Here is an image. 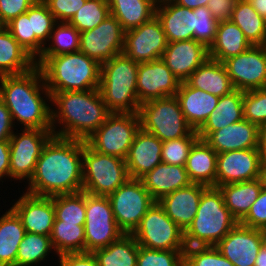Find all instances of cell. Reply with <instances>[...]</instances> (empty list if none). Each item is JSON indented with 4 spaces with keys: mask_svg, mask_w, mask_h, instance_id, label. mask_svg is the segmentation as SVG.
I'll return each instance as SVG.
<instances>
[{
    "mask_svg": "<svg viewBox=\"0 0 266 266\" xmlns=\"http://www.w3.org/2000/svg\"><path fill=\"white\" fill-rule=\"evenodd\" d=\"M125 30L110 14L98 26L80 32V52L100 65L123 53Z\"/></svg>",
    "mask_w": 266,
    "mask_h": 266,
    "instance_id": "5bb4252c",
    "label": "cell"
},
{
    "mask_svg": "<svg viewBox=\"0 0 266 266\" xmlns=\"http://www.w3.org/2000/svg\"><path fill=\"white\" fill-rule=\"evenodd\" d=\"M243 112L244 119L258 127L266 123V87L244 91Z\"/></svg>",
    "mask_w": 266,
    "mask_h": 266,
    "instance_id": "681fc988",
    "label": "cell"
},
{
    "mask_svg": "<svg viewBox=\"0 0 266 266\" xmlns=\"http://www.w3.org/2000/svg\"><path fill=\"white\" fill-rule=\"evenodd\" d=\"M49 40L51 45L44 46L39 57H51L60 54L74 53L80 50V32L68 22H57Z\"/></svg>",
    "mask_w": 266,
    "mask_h": 266,
    "instance_id": "f35d334b",
    "label": "cell"
},
{
    "mask_svg": "<svg viewBox=\"0 0 266 266\" xmlns=\"http://www.w3.org/2000/svg\"><path fill=\"white\" fill-rule=\"evenodd\" d=\"M207 187L191 183L163 196L158 203L164 208L166 215L185 231L197 214L201 195Z\"/></svg>",
    "mask_w": 266,
    "mask_h": 266,
    "instance_id": "603a6c76",
    "label": "cell"
},
{
    "mask_svg": "<svg viewBox=\"0 0 266 266\" xmlns=\"http://www.w3.org/2000/svg\"><path fill=\"white\" fill-rule=\"evenodd\" d=\"M252 7L266 19V0H248Z\"/></svg>",
    "mask_w": 266,
    "mask_h": 266,
    "instance_id": "94428289",
    "label": "cell"
},
{
    "mask_svg": "<svg viewBox=\"0 0 266 266\" xmlns=\"http://www.w3.org/2000/svg\"><path fill=\"white\" fill-rule=\"evenodd\" d=\"M5 27L35 60L41 55L44 45L32 33L31 7L26 13L12 19Z\"/></svg>",
    "mask_w": 266,
    "mask_h": 266,
    "instance_id": "b9f144b4",
    "label": "cell"
},
{
    "mask_svg": "<svg viewBox=\"0 0 266 266\" xmlns=\"http://www.w3.org/2000/svg\"><path fill=\"white\" fill-rule=\"evenodd\" d=\"M180 80L160 58L139 63L137 69V94L139 103L176 96Z\"/></svg>",
    "mask_w": 266,
    "mask_h": 266,
    "instance_id": "ac0fdd59",
    "label": "cell"
},
{
    "mask_svg": "<svg viewBox=\"0 0 266 266\" xmlns=\"http://www.w3.org/2000/svg\"><path fill=\"white\" fill-rule=\"evenodd\" d=\"M263 161L259 149L218 153L216 187L260 178Z\"/></svg>",
    "mask_w": 266,
    "mask_h": 266,
    "instance_id": "e0dca14e",
    "label": "cell"
},
{
    "mask_svg": "<svg viewBox=\"0 0 266 266\" xmlns=\"http://www.w3.org/2000/svg\"><path fill=\"white\" fill-rule=\"evenodd\" d=\"M259 127L243 119L210 133L204 141L218 154L226 151L258 149Z\"/></svg>",
    "mask_w": 266,
    "mask_h": 266,
    "instance_id": "cb8c5ba5",
    "label": "cell"
},
{
    "mask_svg": "<svg viewBox=\"0 0 266 266\" xmlns=\"http://www.w3.org/2000/svg\"><path fill=\"white\" fill-rule=\"evenodd\" d=\"M53 249L50 236L26 232L18 247L16 266H37Z\"/></svg>",
    "mask_w": 266,
    "mask_h": 266,
    "instance_id": "ab89813d",
    "label": "cell"
},
{
    "mask_svg": "<svg viewBox=\"0 0 266 266\" xmlns=\"http://www.w3.org/2000/svg\"><path fill=\"white\" fill-rule=\"evenodd\" d=\"M56 23L54 15L42 0H37L31 6L32 33L44 46L49 42L50 33Z\"/></svg>",
    "mask_w": 266,
    "mask_h": 266,
    "instance_id": "c3c4849f",
    "label": "cell"
},
{
    "mask_svg": "<svg viewBox=\"0 0 266 266\" xmlns=\"http://www.w3.org/2000/svg\"><path fill=\"white\" fill-rule=\"evenodd\" d=\"M0 99L9 109L14 124L17 120L24 129L52 130L51 106L47 104L51 94L38 66L24 74L1 76Z\"/></svg>",
    "mask_w": 266,
    "mask_h": 266,
    "instance_id": "7a4b0ae2",
    "label": "cell"
},
{
    "mask_svg": "<svg viewBox=\"0 0 266 266\" xmlns=\"http://www.w3.org/2000/svg\"><path fill=\"white\" fill-rule=\"evenodd\" d=\"M198 139L197 131L192 130L185 137L162 142V162L185 166L190 150Z\"/></svg>",
    "mask_w": 266,
    "mask_h": 266,
    "instance_id": "ee69618b",
    "label": "cell"
},
{
    "mask_svg": "<svg viewBox=\"0 0 266 266\" xmlns=\"http://www.w3.org/2000/svg\"><path fill=\"white\" fill-rule=\"evenodd\" d=\"M55 220L85 225L86 192L52 196Z\"/></svg>",
    "mask_w": 266,
    "mask_h": 266,
    "instance_id": "60d3db41",
    "label": "cell"
},
{
    "mask_svg": "<svg viewBox=\"0 0 266 266\" xmlns=\"http://www.w3.org/2000/svg\"><path fill=\"white\" fill-rule=\"evenodd\" d=\"M109 15L108 0H86L68 23L83 32L98 26Z\"/></svg>",
    "mask_w": 266,
    "mask_h": 266,
    "instance_id": "7bdbcfd3",
    "label": "cell"
},
{
    "mask_svg": "<svg viewBox=\"0 0 266 266\" xmlns=\"http://www.w3.org/2000/svg\"><path fill=\"white\" fill-rule=\"evenodd\" d=\"M184 266H234L215 246H193L184 250Z\"/></svg>",
    "mask_w": 266,
    "mask_h": 266,
    "instance_id": "f6af8a7d",
    "label": "cell"
},
{
    "mask_svg": "<svg viewBox=\"0 0 266 266\" xmlns=\"http://www.w3.org/2000/svg\"><path fill=\"white\" fill-rule=\"evenodd\" d=\"M215 247L234 266H254L262 248L260 229L238 222Z\"/></svg>",
    "mask_w": 266,
    "mask_h": 266,
    "instance_id": "d6986e66",
    "label": "cell"
},
{
    "mask_svg": "<svg viewBox=\"0 0 266 266\" xmlns=\"http://www.w3.org/2000/svg\"><path fill=\"white\" fill-rule=\"evenodd\" d=\"M37 0H0V24L5 26L12 19L24 14Z\"/></svg>",
    "mask_w": 266,
    "mask_h": 266,
    "instance_id": "f5cc1de1",
    "label": "cell"
},
{
    "mask_svg": "<svg viewBox=\"0 0 266 266\" xmlns=\"http://www.w3.org/2000/svg\"><path fill=\"white\" fill-rule=\"evenodd\" d=\"M238 0H209L207 8L218 22L230 20Z\"/></svg>",
    "mask_w": 266,
    "mask_h": 266,
    "instance_id": "11a10c76",
    "label": "cell"
},
{
    "mask_svg": "<svg viewBox=\"0 0 266 266\" xmlns=\"http://www.w3.org/2000/svg\"><path fill=\"white\" fill-rule=\"evenodd\" d=\"M110 14L129 29L140 26L156 15L157 0H108Z\"/></svg>",
    "mask_w": 266,
    "mask_h": 266,
    "instance_id": "836d02e7",
    "label": "cell"
},
{
    "mask_svg": "<svg viewBox=\"0 0 266 266\" xmlns=\"http://www.w3.org/2000/svg\"><path fill=\"white\" fill-rule=\"evenodd\" d=\"M85 252L105 248L124 233L115 221L108 196H95L86 193L85 212Z\"/></svg>",
    "mask_w": 266,
    "mask_h": 266,
    "instance_id": "7c38bea8",
    "label": "cell"
},
{
    "mask_svg": "<svg viewBox=\"0 0 266 266\" xmlns=\"http://www.w3.org/2000/svg\"><path fill=\"white\" fill-rule=\"evenodd\" d=\"M261 240H262V249L266 251V227L260 229Z\"/></svg>",
    "mask_w": 266,
    "mask_h": 266,
    "instance_id": "e7e4bbea",
    "label": "cell"
},
{
    "mask_svg": "<svg viewBox=\"0 0 266 266\" xmlns=\"http://www.w3.org/2000/svg\"><path fill=\"white\" fill-rule=\"evenodd\" d=\"M156 16L168 43L193 39L194 9L178 5L172 0H160L156 6Z\"/></svg>",
    "mask_w": 266,
    "mask_h": 266,
    "instance_id": "d4e9b609",
    "label": "cell"
},
{
    "mask_svg": "<svg viewBox=\"0 0 266 266\" xmlns=\"http://www.w3.org/2000/svg\"><path fill=\"white\" fill-rule=\"evenodd\" d=\"M82 169V190L95 196H109L130 178L125 159L99 153L84 140Z\"/></svg>",
    "mask_w": 266,
    "mask_h": 266,
    "instance_id": "52a82bcc",
    "label": "cell"
},
{
    "mask_svg": "<svg viewBox=\"0 0 266 266\" xmlns=\"http://www.w3.org/2000/svg\"><path fill=\"white\" fill-rule=\"evenodd\" d=\"M10 137V178L29 182L52 130L23 129ZM19 134V135H18Z\"/></svg>",
    "mask_w": 266,
    "mask_h": 266,
    "instance_id": "4fadbf2b",
    "label": "cell"
},
{
    "mask_svg": "<svg viewBox=\"0 0 266 266\" xmlns=\"http://www.w3.org/2000/svg\"><path fill=\"white\" fill-rule=\"evenodd\" d=\"M139 246L156 250H185L184 231L155 201L132 233Z\"/></svg>",
    "mask_w": 266,
    "mask_h": 266,
    "instance_id": "30bf717a",
    "label": "cell"
},
{
    "mask_svg": "<svg viewBox=\"0 0 266 266\" xmlns=\"http://www.w3.org/2000/svg\"><path fill=\"white\" fill-rule=\"evenodd\" d=\"M10 178V142L9 140L0 141V180Z\"/></svg>",
    "mask_w": 266,
    "mask_h": 266,
    "instance_id": "6f0895ef",
    "label": "cell"
},
{
    "mask_svg": "<svg viewBox=\"0 0 266 266\" xmlns=\"http://www.w3.org/2000/svg\"><path fill=\"white\" fill-rule=\"evenodd\" d=\"M26 230L10 208L0 217V266H16L17 251Z\"/></svg>",
    "mask_w": 266,
    "mask_h": 266,
    "instance_id": "e575fe53",
    "label": "cell"
},
{
    "mask_svg": "<svg viewBox=\"0 0 266 266\" xmlns=\"http://www.w3.org/2000/svg\"><path fill=\"white\" fill-rule=\"evenodd\" d=\"M222 63L234 89L250 91L266 87V45H252Z\"/></svg>",
    "mask_w": 266,
    "mask_h": 266,
    "instance_id": "9a60e30c",
    "label": "cell"
},
{
    "mask_svg": "<svg viewBox=\"0 0 266 266\" xmlns=\"http://www.w3.org/2000/svg\"><path fill=\"white\" fill-rule=\"evenodd\" d=\"M43 74L45 85L55 92L99 89L101 65L78 51L35 60Z\"/></svg>",
    "mask_w": 266,
    "mask_h": 266,
    "instance_id": "277c9868",
    "label": "cell"
},
{
    "mask_svg": "<svg viewBox=\"0 0 266 266\" xmlns=\"http://www.w3.org/2000/svg\"><path fill=\"white\" fill-rule=\"evenodd\" d=\"M237 223L220 189L208 186L201 195L197 214L184 231L185 246H216Z\"/></svg>",
    "mask_w": 266,
    "mask_h": 266,
    "instance_id": "5b68a950",
    "label": "cell"
},
{
    "mask_svg": "<svg viewBox=\"0 0 266 266\" xmlns=\"http://www.w3.org/2000/svg\"><path fill=\"white\" fill-rule=\"evenodd\" d=\"M59 256V266H99L91 252L64 253Z\"/></svg>",
    "mask_w": 266,
    "mask_h": 266,
    "instance_id": "db71d44e",
    "label": "cell"
},
{
    "mask_svg": "<svg viewBox=\"0 0 266 266\" xmlns=\"http://www.w3.org/2000/svg\"><path fill=\"white\" fill-rule=\"evenodd\" d=\"M243 95L244 91L235 89L230 94L219 97L217 106L197 131L199 138L204 140L210 133L242 121Z\"/></svg>",
    "mask_w": 266,
    "mask_h": 266,
    "instance_id": "83f0119b",
    "label": "cell"
},
{
    "mask_svg": "<svg viewBox=\"0 0 266 266\" xmlns=\"http://www.w3.org/2000/svg\"><path fill=\"white\" fill-rule=\"evenodd\" d=\"M83 140L53 135L42 149L26 193L52 197L82 191Z\"/></svg>",
    "mask_w": 266,
    "mask_h": 266,
    "instance_id": "6da1fadb",
    "label": "cell"
},
{
    "mask_svg": "<svg viewBox=\"0 0 266 266\" xmlns=\"http://www.w3.org/2000/svg\"><path fill=\"white\" fill-rule=\"evenodd\" d=\"M208 58L209 49L194 39L168 43L161 57L180 82L186 81Z\"/></svg>",
    "mask_w": 266,
    "mask_h": 266,
    "instance_id": "44dd1931",
    "label": "cell"
},
{
    "mask_svg": "<svg viewBox=\"0 0 266 266\" xmlns=\"http://www.w3.org/2000/svg\"><path fill=\"white\" fill-rule=\"evenodd\" d=\"M50 102L57 107L51 109L53 134L64 138L86 141L112 113L99 89L55 92Z\"/></svg>",
    "mask_w": 266,
    "mask_h": 266,
    "instance_id": "3957f363",
    "label": "cell"
},
{
    "mask_svg": "<svg viewBox=\"0 0 266 266\" xmlns=\"http://www.w3.org/2000/svg\"><path fill=\"white\" fill-rule=\"evenodd\" d=\"M168 45L160 20L155 15L138 27L125 31L123 53L135 62L160 59Z\"/></svg>",
    "mask_w": 266,
    "mask_h": 266,
    "instance_id": "2e32d148",
    "label": "cell"
},
{
    "mask_svg": "<svg viewBox=\"0 0 266 266\" xmlns=\"http://www.w3.org/2000/svg\"><path fill=\"white\" fill-rule=\"evenodd\" d=\"M193 88L201 89L221 97L234 89L230 77L222 62L208 58L186 80Z\"/></svg>",
    "mask_w": 266,
    "mask_h": 266,
    "instance_id": "f1b7e54d",
    "label": "cell"
},
{
    "mask_svg": "<svg viewBox=\"0 0 266 266\" xmlns=\"http://www.w3.org/2000/svg\"><path fill=\"white\" fill-rule=\"evenodd\" d=\"M254 266H266V251L264 249H260Z\"/></svg>",
    "mask_w": 266,
    "mask_h": 266,
    "instance_id": "6125c7cd",
    "label": "cell"
},
{
    "mask_svg": "<svg viewBox=\"0 0 266 266\" xmlns=\"http://www.w3.org/2000/svg\"><path fill=\"white\" fill-rule=\"evenodd\" d=\"M225 206L232 216L240 222L249 212L251 205L257 200L263 183L261 178L218 186Z\"/></svg>",
    "mask_w": 266,
    "mask_h": 266,
    "instance_id": "1f68e13d",
    "label": "cell"
},
{
    "mask_svg": "<svg viewBox=\"0 0 266 266\" xmlns=\"http://www.w3.org/2000/svg\"><path fill=\"white\" fill-rule=\"evenodd\" d=\"M174 3L187 7L189 9H196L201 6H207L209 0H172Z\"/></svg>",
    "mask_w": 266,
    "mask_h": 266,
    "instance_id": "91938a15",
    "label": "cell"
},
{
    "mask_svg": "<svg viewBox=\"0 0 266 266\" xmlns=\"http://www.w3.org/2000/svg\"><path fill=\"white\" fill-rule=\"evenodd\" d=\"M162 141L140 128L125 159L130 178L141 179L162 162Z\"/></svg>",
    "mask_w": 266,
    "mask_h": 266,
    "instance_id": "7402d4cb",
    "label": "cell"
},
{
    "mask_svg": "<svg viewBox=\"0 0 266 266\" xmlns=\"http://www.w3.org/2000/svg\"><path fill=\"white\" fill-rule=\"evenodd\" d=\"M139 245L132 234H123L105 248L93 252L99 266H136Z\"/></svg>",
    "mask_w": 266,
    "mask_h": 266,
    "instance_id": "8d00e7d4",
    "label": "cell"
},
{
    "mask_svg": "<svg viewBox=\"0 0 266 266\" xmlns=\"http://www.w3.org/2000/svg\"><path fill=\"white\" fill-rule=\"evenodd\" d=\"M57 22H69L86 0H42ZM59 20V21H58Z\"/></svg>",
    "mask_w": 266,
    "mask_h": 266,
    "instance_id": "f907efd6",
    "label": "cell"
},
{
    "mask_svg": "<svg viewBox=\"0 0 266 266\" xmlns=\"http://www.w3.org/2000/svg\"><path fill=\"white\" fill-rule=\"evenodd\" d=\"M139 63L124 53L101 64L99 91L111 112L137 113L140 103L137 94Z\"/></svg>",
    "mask_w": 266,
    "mask_h": 266,
    "instance_id": "8992f818",
    "label": "cell"
},
{
    "mask_svg": "<svg viewBox=\"0 0 266 266\" xmlns=\"http://www.w3.org/2000/svg\"><path fill=\"white\" fill-rule=\"evenodd\" d=\"M14 126L9 109L0 99V141L10 140Z\"/></svg>",
    "mask_w": 266,
    "mask_h": 266,
    "instance_id": "9f6ffc18",
    "label": "cell"
},
{
    "mask_svg": "<svg viewBox=\"0 0 266 266\" xmlns=\"http://www.w3.org/2000/svg\"><path fill=\"white\" fill-rule=\"evenodd\" d=\"M218 23L207 6L194 9L193 39L209 49L215 41Z\"/></svg>",
    "mask_w": 266,
    "mask_h": 266,
    "instance_id": "7dc6e473",
    "label": "cell"
},
{
    "mask_svg": "<svg viewBox=\"0 0 266 266\" xmlns=\"http://www.w3.org/2000/svg\"><path fill=\"white\" fill-rule=\"evenodd\" d=\"M136 266H184V250H156L139 246Z\"/></svg>",
    "mask_w": 266,
    "mask_h": 266,
    "instance_id": "bcb514c9",
    "label": "cell"
},
{
    "mask_svg": "<svg viewBox=\"0 0 266 266\" xmlns=\"http://www.w3.org/2000/svg\"><path fill=\"white\" fill-rule=\"evenodd\" d=\"M10 208L21 219L26 232L51 235L55 220L52 197L35 196L25 192Z\"/></svg>",
    "mask_w": 266,
    "mask_h": 266,
    "instance_id": "ffe728a7",
    "label": "cell"
},
{
    "mask_svg": "<svg viewBox=\"0 0 266 266\" xmlns=\"http://www.w3.org/2000/svg\"><path fill=\"white\" fill-rule=\"evenodd\" d=\"M118 227L124 234H132L155 200L141 179L129 178L108 196Z\"/></svg>",
    "mask_w": 266,
    "mask_h": 266,
    "instance_id": "8fae6325",
    "label": "cell"
},
{
    "mask_svg": "<svg viewBox=\"0 0 266 266\" xmlns=\"http://www.w3.org/2000/svg\"><path fill=\"white\" fill-rule=\"evenodd\" d=\"M185 169L192 183L216 187L217 153L204 140L192 146Z\"/></svg>",
    "mask_w": 266,
    "mask_h": 266,
    "instance_id": "f546056e",
    "label": "cell"
},
{
    "mask_svg": "<svg viewBox=\"0 0 266 266\" xmlns=\"http://www.w3.org/2000/svg\"><path fill=\"white\" fill-rule=\"evenodd\" d=\"M176 97L189 126L198 131L217 106L219 97L181 82Z\"/></svg>",
    "mask_w": 266,
    "mask_h": 266,
    "instance_id": "484cf974",
    "label": "cell"
},
{
    "mask_svg": "<svg viewBox=\"0 0 266 266\" xmlns=\"http://www.w3.org/2000/svg\"><path fill=\"white\" fill-rule=\"evenodd\" d=\"M36 67L35 59L5 26L0 27V77L20 75Z\"/></svg>",
    "mask_w": 266,
    "mask_h": 266,
    "instance_id": "4dcf8cb0",
    "label": "cell"
},
{
    "mask_svg": "<svg viewBox=\"0 0 266 266\" xmlns=\"http://www.w3.org/2000/svg\"><path fill=\"white\" fill-rule=\"evenodd\" d=\"M251 46L243 31L235 23L231 20L220 21L215 41L209 48V58L223 62L245 52Z\"/></svg>",
    "mask_w": 266,
    "mask_h": 266,
    "instance_id": "d6a6232c",
    "label": "cell"
},
{
    "mask_svg": "<svg viewBox=\"0 0 266 266\" xmlns=\"http://www.w3.org/2000/svg\"><path fill=\"white\" fill-rule=\"evenodd\" d=\"M140 127L162 142L187 136L193 129L186 122L176 96L140 104Z\"/></svg>",
    "mask_w": 266,
    "mask_h": 266,
    "instance_id": "ba28073f",
    "label": "cell"
},
{
    "mask_svg": "<svg viewBox=\"0 0 266 266\" xmlns=\"http://www.w3.org/2000/svg\"><path fill=\"white\" fill-rule=\"evenodd\" d=\"M258 149L262 159L266 161V123L259 126Z\"/></svg>",
    "mask_w": 266,
    "mask_h": 266,
    "instance_id": "680465c9",
    "label": "cell"
},
{
    "mask_svg": "<svg viewBox=\"0 0 266 266\" xmlns=\"http://www.w3.org/2000/svg\"><path fill=\"white\" fill-rule=\"evenodd\" d=\"M261 180L263 183V187L266 188V161H263L261 168Z\"/></svg>",
    "mask_w": 266,
    "mask_h": 266,
    "instance_id": "be15d7a7",
    "label": "cell"
},
{
    "mask_svg": "<svg viewBox=\"0 0 266 266\" xmlns=\"http://www.w3.org/2000/svg\"><path fill=\"white\" fill-rule=\"evenodd\" d=\"M140 128L137 113L112 112L85 142L99 153L126 159Z\"/></svg>",
    "mask_w": 266,
    "mask_h": 266,
    "instance_id": "9c48e42d",
    "label": "cell"
},
{
    "mask_svg": "<svg viewBox=\"0 0 266 266\" xmlns=\"http://www.w3.org/2000/svg\"><path fill=\"white\" fill-rule=\"evenodd\" d=\"M50 238L57 256L64 253L85 252L84 225L54 221Z\"/></svg>",
    "mask_w": 266,
    "mask_h": 266,
    "instance_id": "74e56055",
    "label": "cell"
},
{
    "mask_svg": "<svg viewBox=\"0 0 266 266\" xmlns=\"http://www.w3.org/2000/svg\"><path fill=\"white\" fill-rule=\"evenodd\" d=\"M144 187L155 201L175 190L189 186L190 181L185 166L159 163L141 178Z\"/></svg>",
    "mask_w": 266,
    "mask_h": 266,
    "instance_id": "4316f807",
    "label": "cell"
},
{
    "mask_svg": "<svg viewBox=\"0 0 266 266\" xmlns=\"http://www.w3.org/2000/svg\"><path fill=\"white\" fill-rule=\"evenodd\" d=\"M244 33L251 45H266V19L248 0H238L230 19Z\"/></svg>",
    "mask_w": 266,
    "mask_h": 266,
    "instance_id": "d590c367",
    "label": "cell"
},
{
    "mask_svg": "<svg viewBox=\"0 0 266 266\" xmlns=\"http://www.w3.org/2000/svg\"><path fill=\"white\" fill-rule=\"evenodd\" d=\"M239 223L255 229L266 227V188H262L257 200Z\"/></svg>",
    "mask_w": 266,
    "mask_h": 266,
    "instance_id": "816d5d0a",
    "label": "cell"
}]
</instances>
